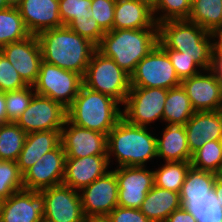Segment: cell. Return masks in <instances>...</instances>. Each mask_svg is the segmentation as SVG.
<instances>
[{
    "mask_svg": "<svg viewBox=\"0 0 222 222\" xmlns=\"http://www.w3.org/2000/svg\"><path fill=\"white\" fill-rule=\"evenodd\" d=\"M43 61L84 76L96 45L68 26L42 31L36 35Z\"/></svg>",
    "mask_w": 222,
    "mask_h": 222,
    "instance_id": "obj_1",
    "label": "cell"
},
{
    "mask_svg": "<svg viewBox=\"0 0 222 222\" xmlns=\"http://www.w3.org/2000/svg\"><path fill=\"white\" fill-rule=\"evenodd\" d=\"M210 32L188 19L158 23V45L192 56L204 72L214 66Z\"/></svg>",
    "mask_w": 222,
    "mask_h": 222,
    "instance_id": "obj_2",
    "label": "cell"
},
{
    "mask_svg": "<svg viewBox=\"0 0 222 222\" xmlns=\"http://www.w3.org/2000/svg\"><path fill=\"white\" fill-rule=\"evenodd\" d=\"M157 44L158 28L112 29L104 34L96 49L131 75Z\"/></svg>",
    "mask_w": 222,
    "mask_h": 222,
    "instance_id": "obj_3",
    "label": "cell"
},
{
    "mask_svg": "<svg viewBox=\"0 0 222 222\" xmlns=\"http://www.w3.org/2000/svg\"><path fill=\"white\" fill-rule=\"evenodd\" d=\"M142 127L129 123L123 117L107 135V157L115 156L119 165L145 166V163L157 158V138Z\"/></svg>",
    "mask_w": 222,
    "mask_h": 222,
    "instance_id": "obj_4",
    "label": "cell"
},
{
    "mask_svg": "<svg viewBox=\"0 0 222 222\" xmlns=\"http://www.w3.org/2000/svg\"><path fill=\"white\" fill-rule=\"evenodd\" d=\"M120 104L109 95L82 85L72 104L66 109L67 119L80 127L108 135L123 117Z\"/></svg>",
    "mask_w": 222,
    "mask_h": 222,
    "instance_id": "obj_5",
    "label": "cell"
},
{
    "mask_svg": "<svg viewBox=\"0 0 222 222\" xmlns=\"http://www.w3.org/2000/svg\"><path fill=\"white\" fill-rule=\"evenodd\" d=\"M83 85L106 94L124 104L130 91V75L111 58L97 50L93 53L83 76Z\"/></svg>",
    "mask_w": 222,
    "mask_h": 222,
    "instance_id": "obj_6",
    "label": "cell"
},
{
    "mask_svg": "<svg viewBox=\"0 0 222 222\" xmlns=\"http://www.w3.org/2000/svg\"><path fill=\"white\" fill-rule=\"evenodd\" d=\"M82 85V75L42 61L33 89L36 94L51 98L67 109Z\"/></svg>",
    "mask_w": 222,
    "mask_h": 222,
    "instance_id": "obj_7",
    "label": "cell"
},
{
    "mask_svg": "<svg viewBox=\"0 0 222 222\" xmlns=\"http://www.w3.org/2000/svg\"><path fill=\"white\" fill-rule=\"evenodd\" d=\"M181 85L167 53L157 44L130 75L131 87L171 89Z\"/></svg>",
    "mask_w": 222,
    "mask_h": 222,
    "instance_id": "obj_8",
    "label": "cell"
},
{
    "mask_svg": "<svg viewBox=\"0 0 222 222\" xmlns=\"http://www.w3.org/2000/svg\"><path fill=\"white\" fill-rule=\"evenodd\" d=\"M168 89L130 87L124 105L123 118L129 123L147 127L156 120H163L164 104Z\"/></svg>",
    "mask_w": 222,
    "mask_h": 222,
    "instance_id": "obj_9",
    "label": "cell"
},
{
    "mask_svg": "<svg viewBox=\"0 0 222 222\" xmlns=\"http://www.w3.org/2000/svg\"><path fill=\"white\" fill-rule=\"evenodd\" d=\"M79 192L83 214L88 218L106 217L118 206V180L113 170Z\"/></svg>",
    "mask_w": 222,
    "mask_h": 222,
    "instance_id": "obj_10",
    "label": "cell"
},
{
    "mask_svg": "<svg viewBox=\"0 0 222 222\" xmlns=\"http://www.w3.org/2000/svg\"><path fill=\"white\" fill-rule=\"evenodd\" d=\"M67 118L66 108L51 98L35 94L16 124L27 134L61 130Z\"/></svg>",
    "mask_w": 222,
    "mask_h": 222,
    "instance_id": "obj_11",
    "label": "cell"
},
{
    "mask_svg": "<svg viewBox=\"0 0 222 222\" xmlns=\"http://www.w3.org/2000/svg\"><path fill=\"white\" fill-rule=\"evenodd\" d=\"M45 199L44 221L85 222L80 192L66 185H57L40 191Z\"/></svg>",
    "mask_w": 222,
    "mask_h": 222,
    "instance_id": "obj_12",
    "label": "cell"
},
{
    "mask_svg": "<svg viewBox=\"0 0 222 222\" xmlns=\"http://www.w3.org/2000/svg\"><path fill=\"white\" fill-rule=\"evenodd\" d=\"M118 180V206L140 209L154 186V173L146 166H123L113 170Z\"/></svg>",
    "mask_w": 222,
    "mask_h": 222,
    "instance_id": "obj_13",
    "label": "cell"
},
{
    "mask_svg": "<svg viewBox=\"0 0 222 222\" xmlns=\"http://www.w3.org/2000/svg\"><path fill=\"white\" fill-rule=\"evenodd\" d=\"M60 142L66 158L107 155V135L77 126L67 118L60 131Z\"/></svg>",
    "mask_w": 222,
    "mask_h": 222,
    "instance_id": "obj_14",
    "label": "cell"
},
{
    "mask_svg": "<svg viewBox=\"0 0 222 222\" xmlns=\"http://www.w3.org/2000/svg\"><path fill=\"white\" fill-rule=\"evenodd\" d=\"M66 154L61 143L41 158L23 174L24 189L41 191L61 185L65 174Z\"/></svg>",
    "mask_w": 222,
    "mask_h": 222,
    "instance_id": "obj_15",
    "label": "cell"
},
{
    "mask_svg": "<svg viewBox=\"0 0 222 222\" xmlns=\"http://www.w3.org/2000/svg\"><path fill=\"white\" fill-rule=\"evenodd\" d=\"M181 80L195 112L222 110L221 83L215 69ZM210 72V73H209Z\"/></svg>",
    "mask_w": 222,
    "mask_h": 222,
    "instance_id": "obj_16",
    "label": "cell"
},
{
    "mask_svg": "<svg viewBox=\"0 0 222 222\" xmlns=\"http://www.w3.org/2000/svg\"><path fill=\"white\" fill-rule=\"evenodd\" d=\"M44 214L43 194L23 189L1 202L0 222H42Z\"/></svg>",
    "mask_w": 222,
    "mask_h": 222,
    "instance_id": "obj_17",
    "label": "cell"
},
{
    "mask_svg": "<svg viewBox=\"0 0 222 222\" xmlns=\"http://www.w3.org/2000/svg\"><path fill=\"white\" fill-rule=\"evenodd\" d=\"M0 51L13 65L27 85L33 86L43 61L36 35L4 45Z\"/></svg>",
    "mask_w": 222,
    "mask_h": 222,
    "instance_id": "obj_18",
    "label": "cell"
},
{
    "mask_svg": "<svg viewBox=\"0 0 222 222\" xmlns=\"http://www.w3.org/2000/svg\"><path fill=\"white\" fill-rule=\"evenodd\" d=\"M16 7L31 35L64 26L59 16V0H21Z\"/></svg>",
    "mask_w": 222,
    "mask_h": 222,
    "instance_id": "obj_19",
    "label": "cell"
},
{
    "mask_svg": "<svg viewBox=\"0 0 222 222\" xmlns=\"http://www.w3.org/2000/svg\"><path fill=\"white\" fill-rule=\"evenodd\" d=\"M108 166L109 160L107 155L66 158L62 184L80 191L110 171Z\"/></svg>",
    "mask_w": 222,
    "mask_h": 222,
    "instance_id": "obj_20",
    "label": "cell"
},
{
    "mask_svg": "<svg viewBox=\"0 0 222 222\" xmlns=\"http://www.w3.org/2000/svg\"><path fill=\"white\" fill-rule=\"evenodd\" d=\"M184 127L193 155L206 142L222 140V110L195 112Z\"/></svg>",
    "mask_w": 222,
    "mask_h": 222,
    "instance_id": "obj_21",
    "label": "cell"
},
{
    "mask_svg": "<svg viewBox=\"0 0 222 222\" xmlns=\"http://www.w3.org/2000/svg\"><path fill=\"white\" fill-rule=\"evenodd\" d=\"M158 28L148 0H116L113 29Z\"/></svg>",
    "mask_w": 222,
    "mask_h": 222,
    "instance_id": "obj_22",
    "label": "cell"
},
{
    "mask_svg": "<svg viewBox=\"0 0 222 222\" xmlns=\"http://www.w3.org/2000/svg\"><path fill=\"white\" fill-rule=\"evenodd\" d=\"M61 130L31 132L26 135L23 148L16 160L23 175L42 155L55 149L60 142Z\"/></svg>",
    "mask_w": 222,
    "mask_h": 222,
    "instance_id": "obj_23",
    "label": "cell"
},
{
    "mask_svg": "<svg viewBox=\"0 0 222 222\" xmlns=\"http://www.w3.org/2000/svg\"><path fill=\"white\" fill-rule=\"evenodd\" d=\"M157 157L164 158L165 162L191 161L184 125H166L162 138H157Z\"/></svg>",
    "mask_w": 222,
    "mask_h": 222,
    "instance_id": "obj_24",
    "label": "cell"
},
{
    "mask_svg": "<svg viewBox=\"0 0 222 222\" xmlns=\"http://www.w3.org/2000/svg\"><path fill=\"white\" fill-rule=\"evenodd\" d=\"M181 207L179 193L154 185L142 202L140 211L151 222H165L174 210Z\"/></svg>",
    "mask_w": 222,
    "mask_h": 222,
    "instance_id": "obj_25",
    "label": "cell"
},
{
    "mask_svg": "<svg viewBox=\"0 0 222 222\" xmlns=\"http://www.w3.org/2000/svg\"><path fill=\"white\" fill-rule=\"evenodd\" d=\"M194 113L189 97L181 85L168 89L163 111L164 122L168 125H185Z\"/></svg>",
    "mask_w": 222,
    "mask_h": 222,
    "instance_id": "obj_26",
    "label": "cell"
},
{
    "mask_svg": "<svg viewBox=\"0 0 222 222\" xmlns=\"http://www.w3.org/2000/svg\"><path fill=\"white\" fill-rule=\"evenodd\" d=\"M188 20L208 32L222 27V0H192Z\"/></svg>",
    "mask_w": 222,
    "mask_h": 222,
    "instance_id": "obj_27",
    "label": "cell"
},
{
    "mask_svg": "<svg viewBox=\"0 0 222 222\" xmlns=\"http://www.w3.org/2000/svg\"><path fill=\"white\" fill-rule=\"evenodd\" d=\"M216 174L190 168L180 189V199L209 198L213 192Z\"/></svg>",
    "mask_w": 222,
    "mask_h": 222,
    "instance_id": "obj_28",
    "label": "cell"
},
{
    "mask_svg": "<svg viewBox=\"0 0 222 222\" xmlns=\"http://www.w3.org/2000/svg\"><path fill=\"white\" fill-rule=\"evenodd\" d=\"M30 35L16 6L0 10V48Z\"/></svg>",
    "mask_w": 222,
    "mask_h": 222,
    "instance_id": "obj_29",
    "label": "cell"
},
{
    "mask_svg": "<svg viewBox=\"0 0 222 222\" xmlns=\"http://www.w3.org/2000/svg\"><path fill=\"white\" fill-rule=\"evenodd\" d=\"M191 161L165 162L154 173V185L179 193L185 181Z\"/></svg>",
    "mask_w": 222,
    "mask_h": 222,
    "instance_id": "obj_30",
    "label": "cell"
},
{
    "mask_svg": "<svg viewBox=\"0 0 222 222\" xmlns=\"http://www.w3.org/2000/svg\"><path fill=\"white\" fill-rule=\"evenodd\" d=\"M27 133L14 122L0 124V160L16 162Z\"/></svg>",
    "mask_w": 222,
    "mask_h": 222,
    "instance_id": "obj_31",
    "label": "cell"
},
{
    "mask_svg": "<svg viewBox=\"0 0 222 222\" xmlns=\"http://www.w3.org/2000/svg\"><path fill=\"white\" fill-rule=\"evenodd\" d=\"M180 200L182 207L189 210L197 222H222V207L213 192L209 194V198Z\"/></svg>",
    "mask_w": 222,
    "mask_h": 222,
    "instance_id": "obj_32",
    "label": "cell"
},
{
    "mask_svg": "<svg viewBox=\"0 0 222 222\" xmlns=\"http://www.w3.org/2000/svg\"><path fill=\"white\" fill-rule=\"evenodd\" d=\"M222 166V140L208 141L197 150L191 159V167L217 173Z\"/></svg>",
    "mask_w": 222,
    "mask_h": 222,
    "instance_id": "obj_33",
    "label": "cell"
},
{
    "mask_svg": "<svg viewBox=\"0 0 222 222\" xmlns=\"http://www.w3.org/2000/svg\"><path fill=\"white\" fill-rule=\"evenodd\" d=\"M191 2L192 0H153L151 4L155 22L158 24L167 20L188 19L191 13ZM160 11L163 14L160 15Z\"/></svg>",
    "mask_w": 222,
    "mask_h": 222,
    "instance_id": "obj_34",
    "label": "cell"
},
{
    "mask_svg": "<svg viewBox=\"0 0 222 222\" xmlns=\"http://www.w3.org/2000/svg\"><path fill=\"white\" fill-rule=\"evenodd\" d=\"M23 175L14 161L0 160V200L23 190Z\"/></svg>",
    "mask_w": 222,
    "mask_h": 222,
    "instance_id": "obj_35",
    "label": "cell"
},
{
    "mask_svg": "<svg viewBox=\"0 0 222 222\" xmlns=\"http://www.w3.org/2000/svg\"><path fill=\"white\" fill-rule=\"evenodd\" d=\"M92 0H59V16L64 26L70 22H84L92 17Z\"/></svg>",
    "mask_w": 222,
    "mask_h": 222,
    "instance_id": "obj_36",
    "label": "cell"
},
{
    "mask_svg": "<svg viewBox=\"0 0 222 222\" xmlns=\"http://www.w3.org/2000/svg\"><path fill=\"white\" fill-rule=\"evenodd\" d=\"M33 86L28 85L23 89L6 92V111L8 123H16L26 108L29 106L33 96L36 94Z\"/></svg>",
    "mask_w": 222,
    "mask_h": 222,
    "instance_id": "obj_37",
    "label": "cell"
},
{
    "mask_svg": "<svg viewBox=\"0 0 222 222\" xmlns=\"http://www.w3.org/2000/svg\"><path fill=\"white\" fill-rule=\"evenodd\" d=\"M28 86L0 51V92L20 90Z\"/></svg>",
    "mask_w": 222,
    "mask_h": 222,
    "instance_id": "obj_38",
    "label": "cell"
},
{
    "mask_svg": "<svg viewBox=\"0 0 222 222\" xmlns=\"http://www.w3.org/2000/svg\"><path fill=\"white\" fill-rule=\"evenodd\" d=\"M163 50L167 53L180 80L199 74V69L203 71L201 67L193 60L192 56L184 55L182 52L176 50ZM197 68L199 69L197 70Z\"/></svg>",
    "mask_w": 222,
    "mask_h": 222,
    "instance_id": "obj_39",
    "label": "cell"
},
{
    "mask_svg": "<svg viewBox=\"0 0 222 222\" xmlns=\"http://www.w3.org/2000/svg\"><path fill=\"white\" fill-rule=\"evenodd\" d=\"M115 3L116 0H92V17L105 32L113 29Z\"/></svg>",
    "mask_w": 222,
    "mask_h": 222,
    "instance_id": "obj_40",
    "label": "cell"
},
{
    "mask_svg": "<svg viewBox=\"0 0 222 222\" xmlns=\"http://www.w3.org/2000/svg\"><path fill=\"white\" fill-rule=\"evenodd\" d=\"M67 26L73 32L90 40L96 46L100 43L102 37L106 33L93 17H90L88 21L84 22H70Z\"/></svg>",
    "mask_w": 222,
    "mask_h": 222,
    "instance_id": "obj_41",
    "label": "cell"
},
{
    "mask_svg": "<svg viewBox=\"0 0 222 222\" xmlns=\"http://www.w3.org/2000/svg\"><path fill=\"white\" fill-rule=\"evenodd\" d=\"M109 222H151L140 209L116 206L107 216Z\"/></svg>",
    "mask_w": 222,
    "mask_h": 222,
    "instance_id": "obj_42",
    "label": "cell"
},
{
    "mask_svg": "<svg viewBox=\"0 0 222 222\" xmlns=\"http://www.w3.org/2000/svg\"><path fill=\"white\" fill-rule=\"evenodd\" d=\"M210 35L211 39H213L212 56L214 64H222V27L212 30L210 32ZM215 38L217 39V41Z\"/></svg>",
    "mask_w": 222,
    "mask_h": 222,
    "instance_id": "obj_43",
    "label": "cell"
},
{
    "mask_svg": "<svg viewBox=\"0 0 222 222\" xmlns=\"http://www.w3.org/2000/svg\"><path fill=\"white\" fill-rule=\"evenodd\" d=\"M165 222H197V220L189 210L181 207L177 210H174L168 216Z\"/></svg>",
    "mask_w": 222,
    "mask_h": 222,
    "instance_id": "obj_44",
    "label": "cell"
},
{
    "mask_svg": "<svg viewBox=\"0 0 222 222\" xmlns=\"http://www.w3.org/2000/svg\"><path fill=\"white\" fill-rule=\"evenodd\" d=\"M8 123L6 111V92H0V124Z\"/></svg>",
    "mask_w": 222,
    "mask_h": 222,
    "instance_id": "obj_45",
    "label": "cell"
},
{
    "mask_svg": "<svg viewBox=\"0 0 222 222\" xmlns=\"http://www.w3.org/2000/svg\"><path fill=\"white\" fill-rule=\"evenodd\" d=\"M213 193L218 204L222 207V181L218 180L217 178L214 183Z\"/></svg>",
    "mask_w": 222,
    "mask_h": 222,
    "instance_id": "obj_46",
    "label": "cell"
},
{
    "mask_svg": "<svg viewBox=\"0 0 222 222\" xmlns=\"http://www.w3.org/2000/svg\"><path fill=\"white\" fill-rule=\"evenodd\" d=\"M213 68L215 69L216 73L218 74L219 81L221 83V95H222V64H214Z\"/></svg>",
    "mask_w": 222,
    "mask_h": 222,
    "instance_id": "obj_47",
    "label": "cell"
},
{
    "mask_svg": "<svg viewBox=\"0 0 222 222\" xmlns=\"http://www.w3.org/2000/svg\"><path fill=\"white\" fill-rule=\"evenodd\" d=\"M85 222H109L106 217L101 218H88L85 220Z\"/></svg>",
    "mask_w": 222,
    "mask_h": 222,
    "instance_id": "obj_48",
    "label": "cell"
},
{
    "mask_svg": "<svg viewBox=\"0 0 222 222\" xmlns=\"http://www.w3.org/2000/svg\"><path fill=\"white\" fill-rule=\"evenodd\" d=\"M10 6L11 5L8 0H0V10L6 9Z\"/></svg>",
    "mask_w": 222,
    "mask_h": 222,
    "instance_id": "obj_49",
    "label": "cell"
},
{
    "mask_svg": "<svg viewBox=\"0 0 222 222\" xmlns=\"http://www.w3.org/2000/svg\"><path fill=\"white\" fill-rule=\"evenodd\" d=\"M216 177L218 180L222 181V166L219 168L218 172L216 173Z\"/></svg>",
    "mask_w": 222,
    "mask_h": 222,
    "instance_id": "obj_50",
    "label": "cell"
},
{
    "mask_svg": "<svg viewBox=\"0 0 222 222\" xmlns=\"http://www.w3.org/2000/svg\"><path fill=\"white\" fill-rule=\"evenodd\" d=\"M11 6H16L21 0H8Z\"/></svg>",
    "mask_w": 222,
    "mask_h": 222,
    "instance_id": "obj_51",
    "label": "cell"
}]
</instances>
